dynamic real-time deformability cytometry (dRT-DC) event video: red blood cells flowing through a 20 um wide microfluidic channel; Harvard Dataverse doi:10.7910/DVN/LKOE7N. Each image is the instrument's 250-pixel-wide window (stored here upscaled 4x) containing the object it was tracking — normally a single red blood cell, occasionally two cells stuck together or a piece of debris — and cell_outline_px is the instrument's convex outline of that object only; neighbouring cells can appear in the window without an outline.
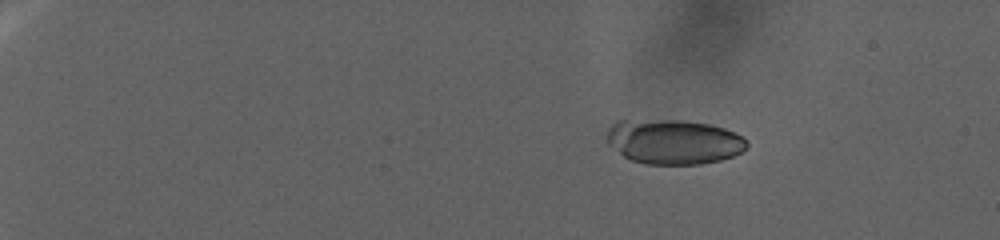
{"species": "human", "species_latin": "Homo sapiens", "temperature_condition": "warm", "stored_images_in_passage": 39, "camera_frame_rate_fps": 3000, "um_per_image_px": 0.085, "donor": {"sex": "female"}, "frame": {"image": 1, "passage_image": 1, "time_ms": 0.0, "image_size_px": [1000, 240], "cell_outline_px": [[748, 148], [732, 156], [720, 160], [700, 164], [644, 164], [632, 160], [624, 156], [608, 144], [604, 140], [604, 136], [608, 128], [616, 120], [680, 120], [708, 124], [724, 128], [736, 132], [744, 136], [748, 144]], "centroid_in_image_um": [57.23, 12.04], "position_along_channel_um": 27.8, "area_um2": 36.88}}
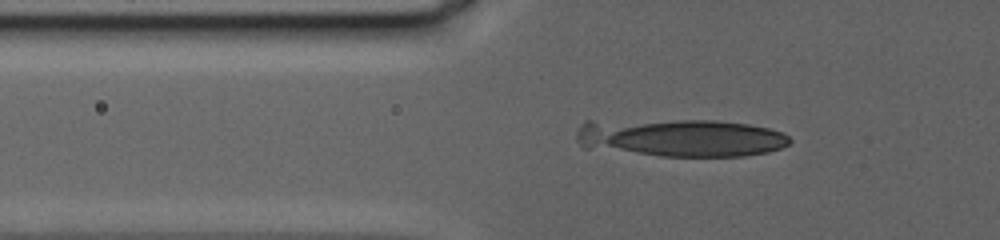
{"frame": {"image": 2, "passage_image": 26, "time_ms": 8.333, "image_size_px": [1000, 240], "cell_outline_px": [[792, 140], [788, 144], [780, 148], [768, 152], [744, 156], [660, 156], [584, 148], [576, 140], [576, 132], [580, 124], [584, 120], [716, 120], [748, 124], [768, 128], [784, 132]], "centroid_in_image_um": [57.78, 11.7], "position_along_channel_um": 68.0, "area_um2": 47.74}}